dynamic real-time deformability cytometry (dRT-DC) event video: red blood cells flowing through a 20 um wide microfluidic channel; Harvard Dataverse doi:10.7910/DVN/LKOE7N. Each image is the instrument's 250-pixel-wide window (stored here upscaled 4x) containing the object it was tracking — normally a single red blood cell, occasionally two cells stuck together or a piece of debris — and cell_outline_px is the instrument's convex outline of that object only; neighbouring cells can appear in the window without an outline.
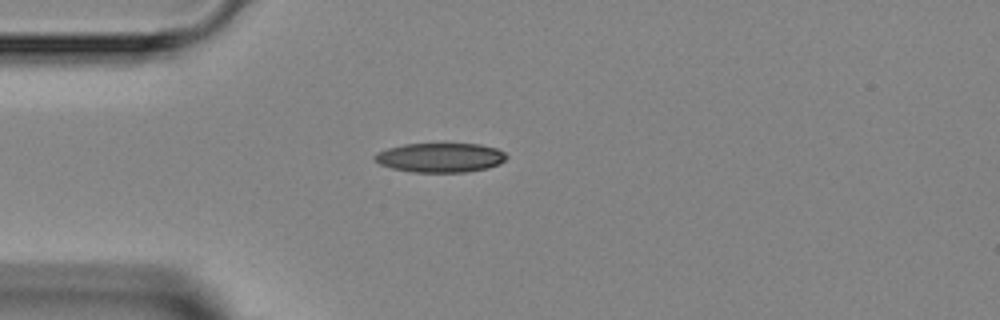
{"species": "Egyptian fruit bat (a non-hibernating species)", "species_latin": "Rousettus aegyptiacus", "temperature_condition": "room temperature", "stored_images_in_passage": 3, "camera_frame_rate_fps": 3000, "um_per_image_px": 0.085, "animal": {"sex": "female"}, "frame": {"image": 1, "passage_image": 3, "time_ms": 3.0, "image_size_px": [1000, 320], "cell_outline_px": [[508, 156], [500, 164], [488, 168], [468, 172], [412, 172], [392, 168], [380, 164], [372, 160], [372, 156], [376, 152], [388, 148], [404, 144], [480, 144], [496, 148], [504, 152]], "centroid_in_image_um": [37.4, 13.4], "position_along_channel_um": 47.6, "area_um2": 22.72}}